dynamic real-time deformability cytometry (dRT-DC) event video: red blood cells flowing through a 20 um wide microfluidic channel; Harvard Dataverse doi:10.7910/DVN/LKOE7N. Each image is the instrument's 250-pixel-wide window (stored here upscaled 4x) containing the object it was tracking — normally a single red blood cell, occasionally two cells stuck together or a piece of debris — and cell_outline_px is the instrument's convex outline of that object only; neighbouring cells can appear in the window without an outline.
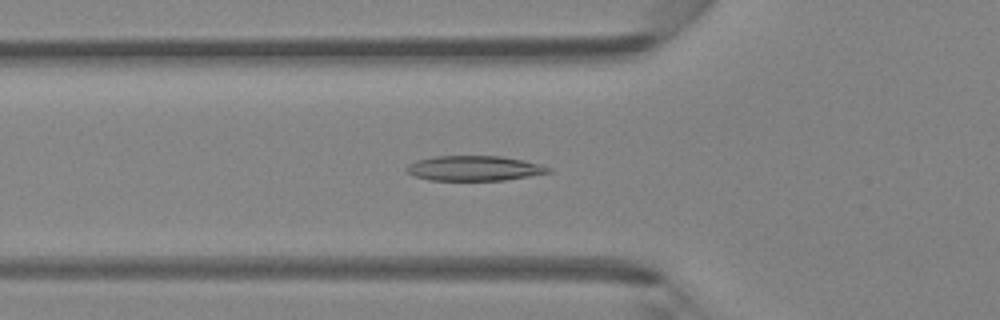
{"species": "Egyptian fruit bat (a non-hibernating species)", "species_latin": "Rousettus aegyptiacus", "temperature_condition": "room temperature", "stored_images_in_passage": 39, "camera_frame_rate_fps": 3000, "um_per_image_px": 0.085, "animal": {"sex": "female"}, "frame": {"image": 1, "passage_image": 9, "time_ms": 2.667, "image_size_px": [1000, 320], "cell_outline_px": [[552, 172], [504, 180], [428, 180], [416, 176], [408, 172], [404, 168], [408, 164], [416, 160], [436, 156], [500, 156], [540, 164], [552, 168]], "centroid_in_image_um": [40.29, 14.3], "position_along_channel_um": 85.5, "area_um2": 20.52}}
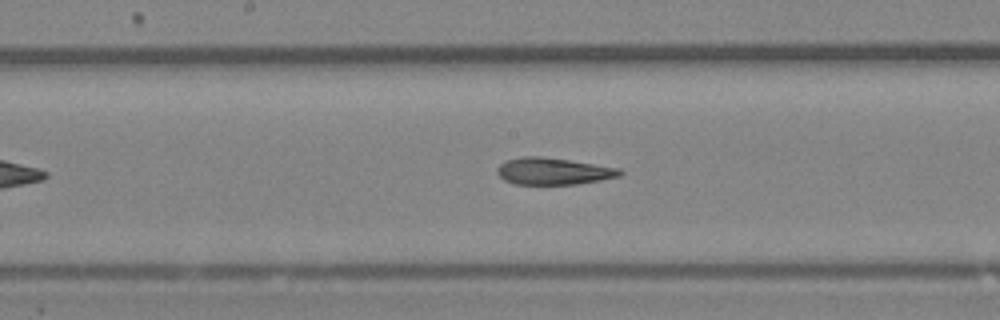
{"frame": {"image": 2, "passage_image": 17, "time_ms": 5.333, "image_size_px": [1000, 320], "cell_outline_px": [[624, 172], [620, 176], [600, 180], [576, 184], [516, 184], [504, 180], [496, 172], [496, 168], [500, 164], [508, 160], [524, 156], [544, 156], [620, 168]], "centroid_in_image_um": [47.04, 14.55], "position_along_channel_um": 201.2, "area_um2": 19.19}}
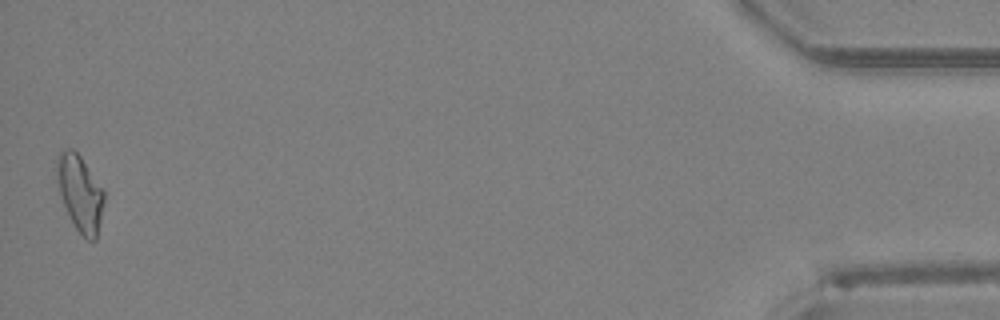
{"frame": {"image": 3, "passage_image": 39, "time_ms": 12.667, "image_size_px": [1000, 320], "cell_outline_px": [[104, 200], [96, 240], [88, 240], [76, 228], [64, 204], [56, 180], [56, 164], [60, 152], [64, 148], [72, 148], [80, 156], [104, 188]], "centroid_in_image_um": [6.81, 16.37], "position_along_channel_um": 428.4, "area_um2": 20.63}, "authors_computed_cell_mechanics": {"area_um2": 19.941, "velocity_mm_per_s": 4.3457, "shape_relaxation_time_tau1_ms": 8.148, "shape_relaxation_time_tau2_ms": 3.578, "deformation_change_tau1": 0.2044, "deformation_change_tau2": 0.129}}